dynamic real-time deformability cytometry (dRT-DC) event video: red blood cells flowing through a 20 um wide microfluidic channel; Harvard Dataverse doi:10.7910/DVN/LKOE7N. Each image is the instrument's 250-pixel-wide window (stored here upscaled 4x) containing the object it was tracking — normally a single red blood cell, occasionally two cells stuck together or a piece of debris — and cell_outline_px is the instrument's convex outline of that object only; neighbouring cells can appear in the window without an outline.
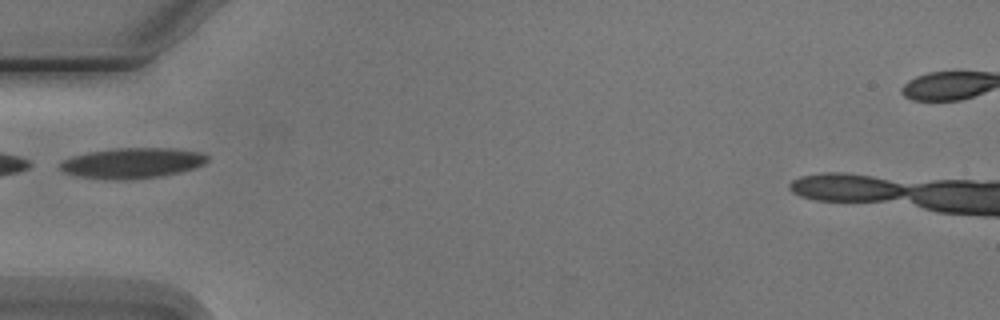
{"species": "Egyptian fruit bat (a non-hibernating species)", "species_latin": "Rousettus aegyptiacus", "temperature_condition": "cold", "stored_images_in_passage": 2, "camera_frame_rate_fps": 3000, "um_per_image_px": 0.085, "animal": {"sex": "male"}, "frame": {"image": 1, "passage_image": 1, "time_ms": 0.0, "image_size_px": [1000, 320], "cell_outline_px": [[208, 160], [204, 164], [180, 172], [160, 176], [128, 180], [108, 180], [76, 176], [64, 172], [60, 168], [60, 164], [64, 160], [72, 156], [88, 152], [116, 148], [172, 148], [200, 152], [208, 156]], "centroid_in_image_um": [11.23, 13.86], "position_along_channel_um": 73.8, "area_um2": 26.18}}
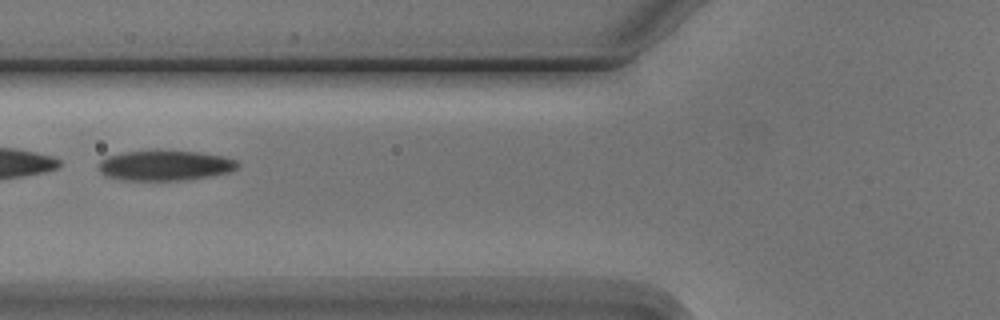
{"frame": {"image": 2, "passage_image": 2, "time_ms": 1.0, "image_size_px": [1000, 320], "cell_outline_px": [[240, 164], [232, 172], [212, 176], [184, 180], [124, 180], [108, 176], [100, 172], [100, 160], [108, 156], [124, 152], [152, 148], [156, 148], [200, 152], [224, 156], [236, 160]], "centroid_in_image_um": [14.07, 14.03], "position_along_channel_um": 111.7, "area_um2": 25.2}}